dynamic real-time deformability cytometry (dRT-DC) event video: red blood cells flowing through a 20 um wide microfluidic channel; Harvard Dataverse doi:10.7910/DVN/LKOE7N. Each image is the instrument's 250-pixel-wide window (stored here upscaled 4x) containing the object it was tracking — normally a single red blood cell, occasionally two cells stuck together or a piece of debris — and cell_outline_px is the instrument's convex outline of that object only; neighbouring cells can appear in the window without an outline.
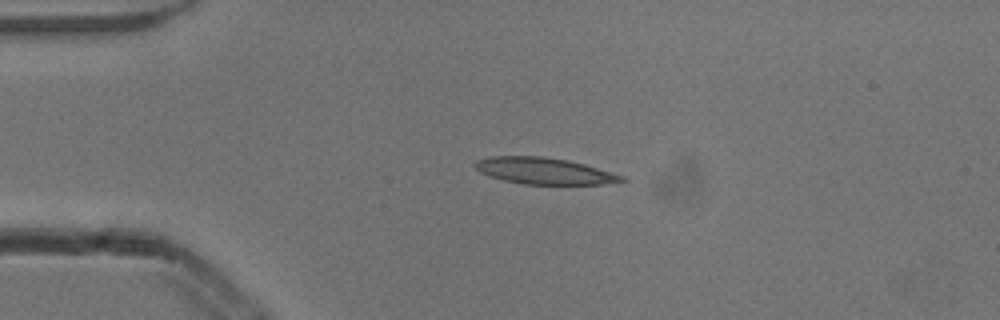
{"species": "common noctule bat (a hibernating species)", "species_latin": "Nyctalus noctula", "temperature_condition": "cold", "stored_images_in_passage": 3, "camera_frame_rate_fps": 3000, "um_per_image_px": 0.085, "animal": {"sex": "male", "body_mass_g": 13.3}, "frame": {"image": 1, "passage_image": 1, "time_ms": 0.0, "image_size_px": [1000, 320], "cell_outline_px": [[628, 180], [604, 184], [524, 184], [504, 180], [488, 176], [480, 172], [472, 164], [476, 160], [492, 156], [540, 156], [568, 160], [584, 164], [624, 176]], "centroid_in_image_um": [46.22, 14.52], "position_along_channel_um": 38.8, "area_um2": 22.54}}
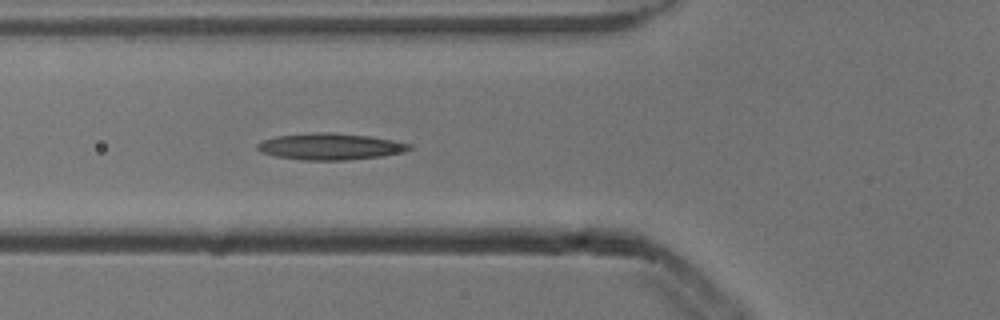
{"frame": {"image": 2, "passage_image": 3, "time_ms": 0.667, "image_size_px": [1000, 320], "cell_outline_px": [[412, 148], [404, 152], [380, 156], [344, 160], [304, 160], [276, 156], [260, 152], [256, 148], [256, 144], [264, 140], [276, 136], [312, 132], [332, 132], [368, 136], [392, 140], [412, 144]], "centroid_in_image_um": [28.05, 12.45], "position_along_channel_um": 97.8, "area_um2": 23.41}}